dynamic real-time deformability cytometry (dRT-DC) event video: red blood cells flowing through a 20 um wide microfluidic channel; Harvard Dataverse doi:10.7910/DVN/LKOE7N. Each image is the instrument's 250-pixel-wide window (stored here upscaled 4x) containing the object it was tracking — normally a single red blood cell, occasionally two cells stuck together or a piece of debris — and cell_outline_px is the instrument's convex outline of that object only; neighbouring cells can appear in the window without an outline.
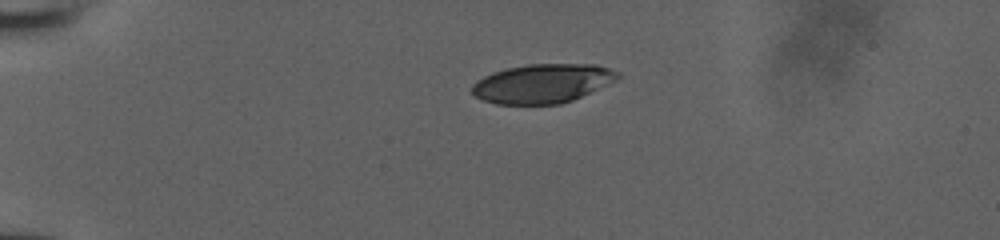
{"species": "human", "species_latin": "Homo sapiens", "temperature_condition": "room temperature", "stored_images_in_passage": 40, "camera_frame_rate_fps": 3000, "um_per_image_px": 0.085, "donor": {"sex": "male"}, "frame": {"image": 1, "passage_image": 1, "time_ms": 0.0, "image_size_px": [1000, 240], "cell_outline_px": [[620, 76], [616, 80], [572, 100], [560, 104], [496, 104], [484, 100], [476, 96], [472, 92], [472, 84], [476, 80], [492, 72], [504, 68], [528, 64], [596, 64], [620, 72]], "centroid_in_image_um": [46.09, 7.08], "position_along_channel_um": 38.9, "area_um2": 33.12}}
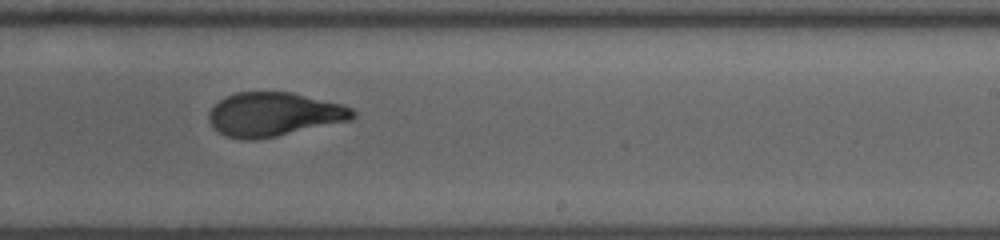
{"frame": {"image": 2, "passage_image": 22, "time_ms": 7.0, "image_size_px": [1000, 240], "cell_outline_px": [[356, 116], [352, 120], [276, 136], [252, 140], [244, 140], [228, 136], [220, 132], [208, 120], [208, 112], [220, 100], [236, 92], [292, 92], [340, 104], [352, 108], [356, 112]], "centroid_in_image_um": [23.3, 9.72], "position_along_channel_um": 265.7, "area_um2": 36.47}}
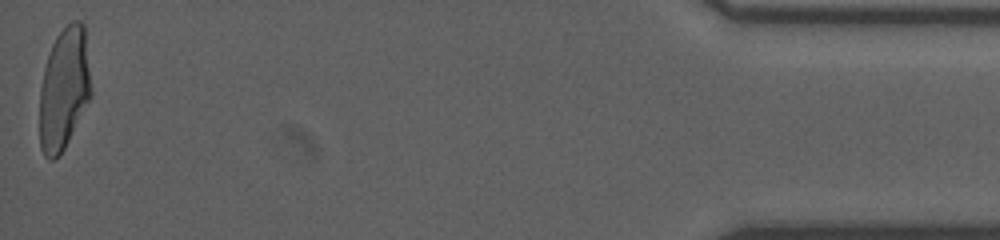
{"frame": {"image": 3, "passage_image": 40, "time_ms": 13.0, "image_size_px": [1000, 240], "cell_outline_px": [[92, 96], [60, 156], [52, 160], [48, 160], [44, 156], [40, 148], [40, 88], [44, 68], [52, 44], [56, 36], [72, 20], [80, 20], [84, 24], [92, 88]], "centroid_in_image_um": [5.46, 7.56], "position_along_channel_um": 429.7, "area_um2": 36.93}}